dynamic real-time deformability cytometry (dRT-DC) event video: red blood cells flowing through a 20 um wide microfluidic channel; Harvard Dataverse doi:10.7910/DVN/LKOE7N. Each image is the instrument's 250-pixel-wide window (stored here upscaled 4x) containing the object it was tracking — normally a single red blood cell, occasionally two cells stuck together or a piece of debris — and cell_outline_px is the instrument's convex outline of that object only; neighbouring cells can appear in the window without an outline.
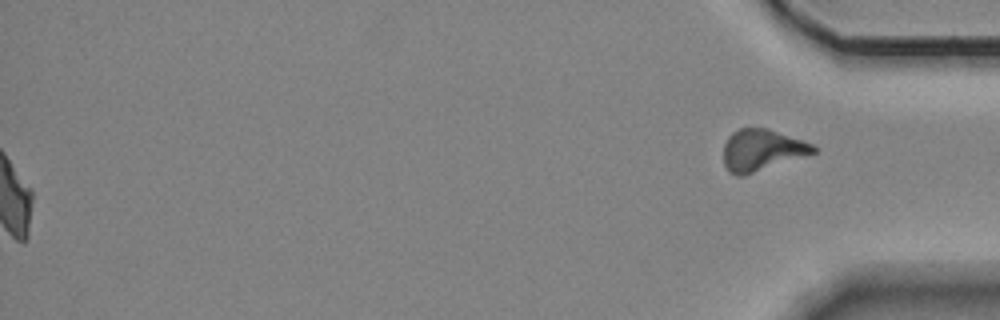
{"species": "Egyptian fruit bat (a non-hibernating species)", "species_latin": "Rousettus aegyptiacus", "temperature_condition": "room temperature", "stored_images_in_passage": 54, "segment_of_instrument_passage": [2, 2], "camera_frame_rate_fps": 3000, "um_per_image_px": 0.085, "animal": {"sex": "female"}, "frame": {"image": 1, "passage_image": 54, "time_ms": 17.667, "image_size_px": [1000, 320], "cell_outline_px": [[816, 152], [740, 176], [736, 176], [728, 172], [724, 164], [724, 144], [728, 136], [732, 132], [740, 128], [768, 128], [804, 140], [812, 144], [816, 148]], "centroid_in_image_um": [64.72, 12.73], "position_along_channel_um": 370.5, "area_um2": 21.44}}